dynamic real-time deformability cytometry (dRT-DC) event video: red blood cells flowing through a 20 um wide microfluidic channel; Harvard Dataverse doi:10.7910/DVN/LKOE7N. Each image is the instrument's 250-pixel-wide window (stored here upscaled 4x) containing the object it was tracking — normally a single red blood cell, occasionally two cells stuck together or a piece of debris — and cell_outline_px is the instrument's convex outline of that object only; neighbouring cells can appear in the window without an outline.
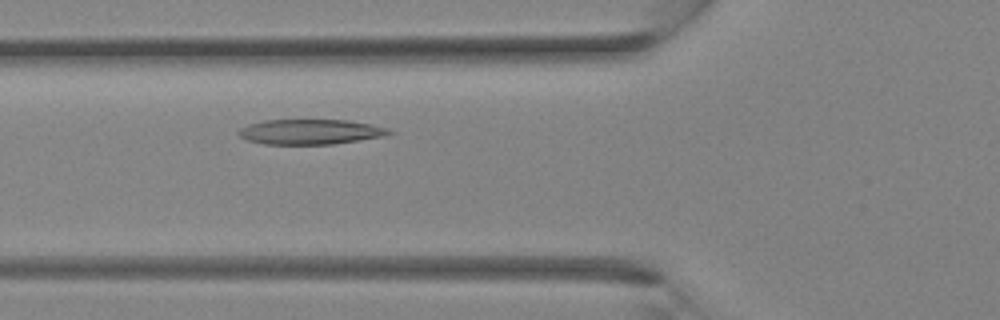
{"species": "Egyptian fruit bat (a non-hibernating species)", "species_latin": "Rousettus aegyptiacus", "temperature_condition": "room temperature", "stored_images_in_passage": 30, "camera_frame_rate_fps": 3000, "um_per_image_px": 0.085, "animal": {"sex": "female"}, "frame": {"image": 1, "passage_image": 8, "time_ms": 2.333, "image_size_px": [1000, 320], "cell_outline_px": [[396, 132], [384, 136], [332, 144], [264, 144], [248, 140], [240, 136], [236, 132], [240, 128], [248, 124], [264, 120], [348, 120], [388, 128]], "centroid_in_image_um": [26.36, 11.2], "position_along_channel_um": 99.4, "area_um2": 21.91}}
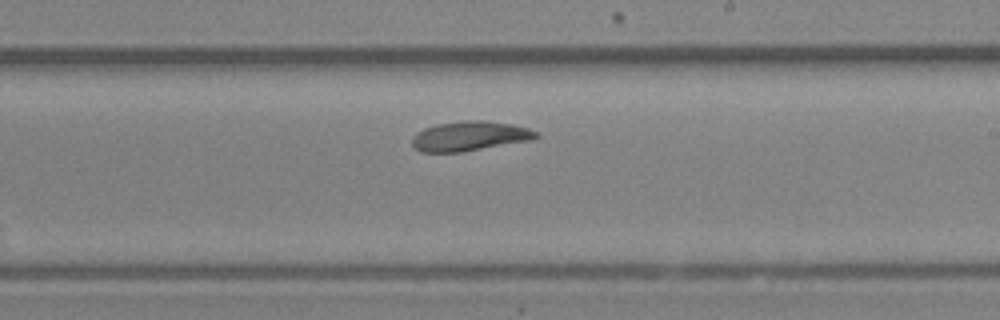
{"frame": {"image": 2, "passage_image": 16, "time_ms": 5.0, "image_size_px": [1000, 320], "cell_outline_px": [[540, 136], [532, 140], [460, 152], [420, 152], [412, 144], [412, 136], [416, 132], [424, 128], [436, 124], [464, 120], [484, 120], [512, 124], [528, 128], [540, 132]], "centroid_in_image_um": [39.94, 11.56], "position_along_channel_um": 249.1, "area_um2": 21.56}}
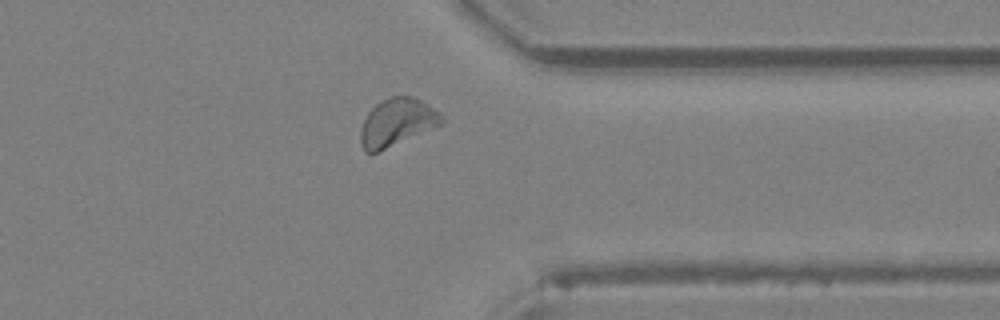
{"frame": {"image": 3, "passage_image": 23, "time_ms": 7.333, "image_size_px": [1000, 320], "cell_outline_px": [[444, 120], [436, 128], [376, 152], [364, 152], [360, 144], [360, 132], [364, 120], [368, 112], [376, 104], [392, 96], [408, 96], [420, 100], [428, 104], [440, 112], [444, 116]], "centroid_in_image_um": [33.76, 10.41], "position_along_channel_um": 377.6, "area_um2": 22.37}}